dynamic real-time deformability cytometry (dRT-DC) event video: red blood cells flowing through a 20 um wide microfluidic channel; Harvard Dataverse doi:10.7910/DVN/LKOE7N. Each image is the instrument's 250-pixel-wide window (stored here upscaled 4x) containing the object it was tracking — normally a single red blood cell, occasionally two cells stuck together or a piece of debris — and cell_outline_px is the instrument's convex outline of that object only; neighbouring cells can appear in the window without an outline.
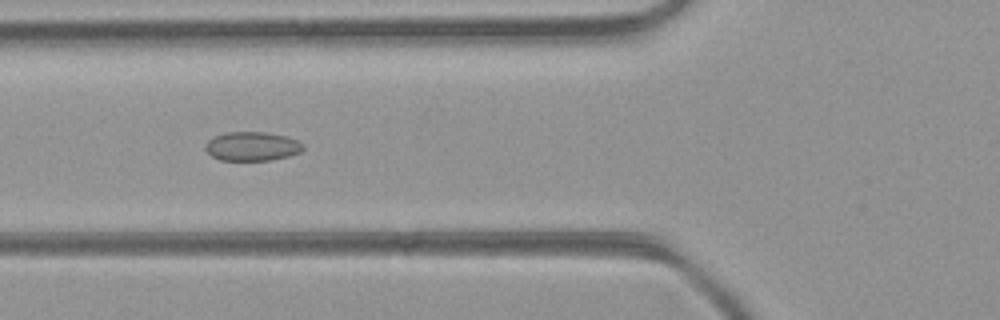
{"species": "common noctule bat (a hibernating species)", "species_latin": "Nyctalus noctula", "temperature_condition": "room temperature", "stored_images_in_passage": 16, "camera_frame_rate_fps": 3000, "um_per_image_px": 0.085, "animal": {"sex": "female", "body_mass_g": 21.9}, "frame": {"image": 1, "passage_image": 12, "time_ms": 3.667, "image_size_px": [1000, 320], "cell_outline_px": [[304, 148], [300, 152], [288, 156], [268, 160], [220, 160], [212, 156], [204, 148], [204, 144], [212, 136], [228, 132], [268, 132], [288, 136], [304, 144]], "centroid_in_image_um": [21.41, 12.42], "position_along_channel_um": 104.4, "area_um2": 16.65}}
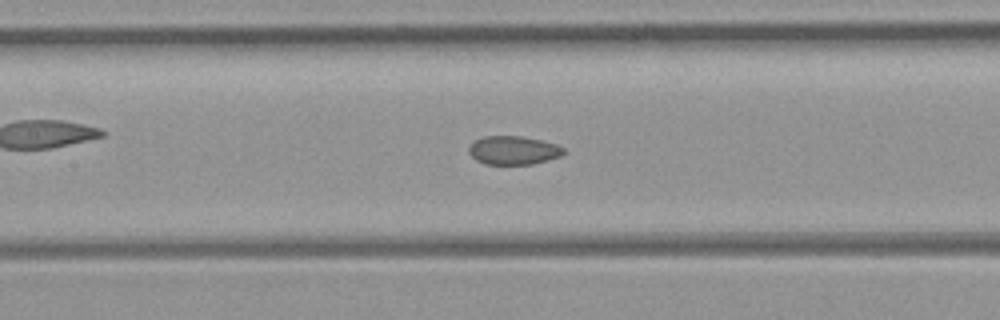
{"frame": {"image": 2, "passage_image": 16, "time_ms": 5.0, "image_size_px": [1000, 320], "cell_outline_px": [[564, 152], [560, 156], [548, 160], [532, 164], [484, 164], [476, 160], [468, 152], [468, 148], [476, 140], [484, 136], [520, 136], [540, 140], [556, 144], [564, 148]], "centroid_in_image_um": [43.63, 12.78], "position_along_channel_um": 163.8, "area_um2": 15.66}}